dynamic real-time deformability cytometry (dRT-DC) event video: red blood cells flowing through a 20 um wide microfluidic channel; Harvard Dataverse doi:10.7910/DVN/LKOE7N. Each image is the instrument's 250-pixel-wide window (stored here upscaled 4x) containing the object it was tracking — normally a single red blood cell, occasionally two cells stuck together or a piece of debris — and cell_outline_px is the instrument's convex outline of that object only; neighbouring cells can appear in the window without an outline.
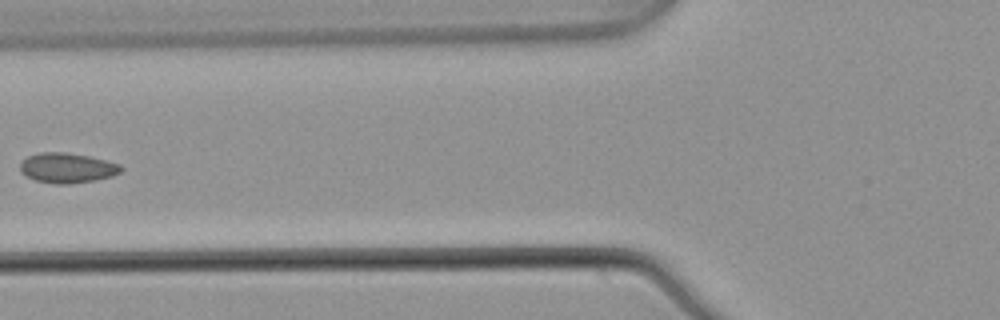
{"species": "common noctule bat (a hibernating species)", "species_latin": "Nyctalus noctula", "temperature_condition": "warm", "stored_images_in_passage": 6, "camera_frame_rate_fps": 3000, "um_per_image_px": 0.085, "animal": {"sex": "male", "body_mass_g": 21.5, "forearm_length_mm": 52.0}, "frame": {"image": 1, "passage_image": 6, "time_ms": 1.667, "image_size_px": [1000, 320], "cell_outline_px": [[124, 168], [120, 172], [112, 176], [96, 180], [68, 184], [56, 184], [36, 180], [20, 172], [20, 164], [28, 156], [40, 152], [64, 152], [88, 156], [120, 164]], "centroid_in_image_um": [5.72, 14.27], "position_along_channel_um": 120.1, "area_um2": 17.51}}